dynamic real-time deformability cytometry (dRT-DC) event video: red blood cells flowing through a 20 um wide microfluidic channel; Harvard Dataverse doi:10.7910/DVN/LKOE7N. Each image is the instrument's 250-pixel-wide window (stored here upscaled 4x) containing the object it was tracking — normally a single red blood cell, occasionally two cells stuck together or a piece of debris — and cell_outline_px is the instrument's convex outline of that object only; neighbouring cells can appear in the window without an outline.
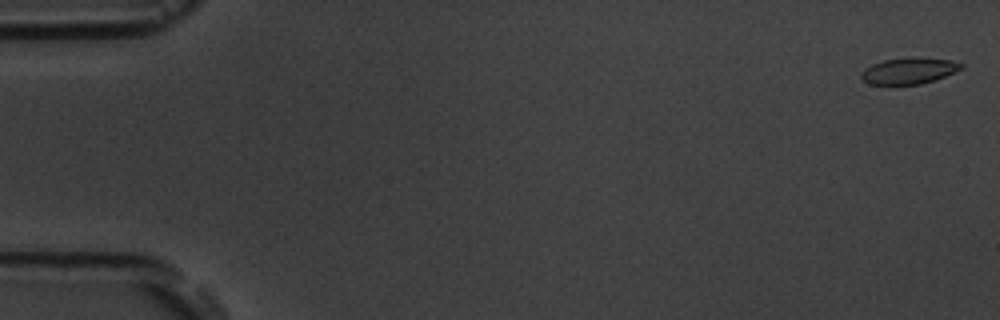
{"species": "common noctule bat (a hibernating species)", "species_latin": "Nyctalus noctula", "temperature_condition": "room temperature", "stored_images_in_passage": 7, "camera_frame_rate_fps": 3000, "um_per_image_px": 0.085, "animal": {"sex": "male", "body_mass_g": 19.5, "forearm_length_mm": 54.6}, "frame": {"image": 1, "passage_image": 1, "time_ms": 0.0, "image_size_px": [1000, 320], "cell_outline_px": [[964, 68], [936, 80], [920, 84], [868, 84], [860, 76], [860, 72], [872, 64], [884, 60], [948, 60], [964, 64]], "centroid_in_image_um": [77.24, 6.07], "position_along_channel_um": 7.8, "area_um2": 14.45}}
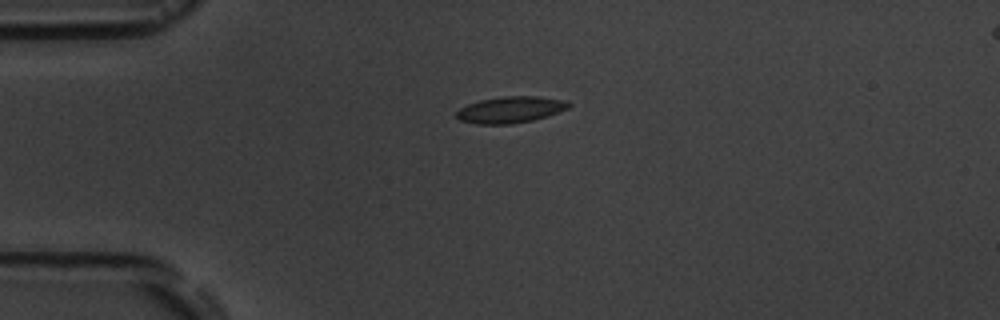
{"frame": {"image": 2, "passage_image": 5, "time_ms": 4.333, "image_size_px": [1000, 320], "cell_outline_px": [[572, 104], [568, 108], [548, 116], [532, 120], [512, 124], [476, 124], [460, 120], [456, 116], [456, 112], [460, 108], [468, 104], [480, 100], [504, 96], [540, 96], [568, 100]], "centroid_in_image_um": [43.43, 9.32], "position_along_channel_um": 41.6, "area_um2": 17.4}}
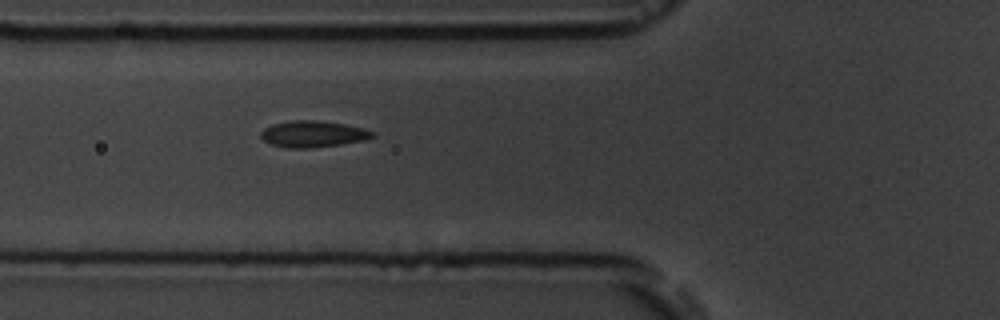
{"frame": {"image": 3, "passage_image": 7, "time_ms": 6.667, "image_size_px": [1000, 320], "cell_outline_px": [[376, 136], [364, 140], [340, 144], [312, 148], [284, 148], [272, 144], [264, 140], [260, 136], [260, 132], [264, 128], [272, 124], [292, 120], [316, 120], [344, 124], [364, 128], [376, 132]], "centroid_in_image_um": [26.61, 11.39], "position_along_channel_um": 99.2, "area_um2": 17.28}}